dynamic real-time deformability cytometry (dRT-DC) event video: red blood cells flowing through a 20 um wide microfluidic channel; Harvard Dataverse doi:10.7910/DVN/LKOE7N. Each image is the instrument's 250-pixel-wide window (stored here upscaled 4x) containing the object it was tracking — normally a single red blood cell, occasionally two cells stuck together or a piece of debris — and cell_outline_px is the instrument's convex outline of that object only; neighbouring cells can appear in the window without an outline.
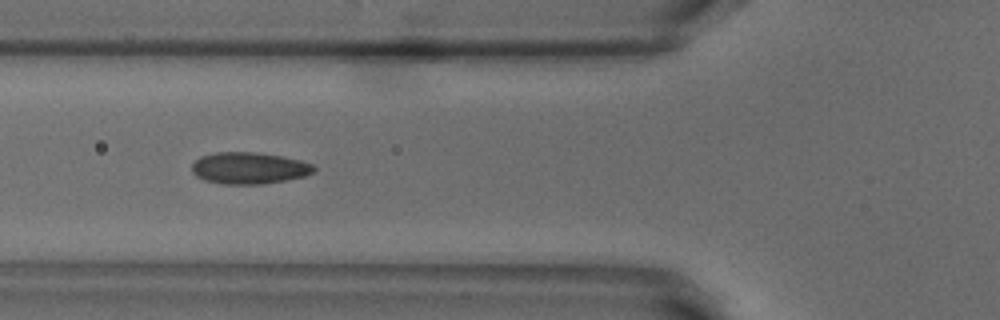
{"species": "common noctule bat (a hibernating species)", "species_latin": "Nyctalus noctula", "temperature_condition": "warm", "stored_images_in_passage": 39, "camera_frame_rate_fps": 3000, "um_per_image_px": 0.085, "animal": {"sex": "male", "body_mass_g": 18.8}, "frame": {"image": 1, "passage_image": 6, "time_ms": 1.667, "image_size_px": [1000, 320], "cell_outline_px": [[316, 168], [312, 172], [304, 176], [284, 180], [260, 184], [224, 184], [204, 180], [196, 176], [192, 172], [192, 164], [200, 156], [216, 152], [256, 152], [280, 156], [300, 160], [312, 164]], "centroid_in_image_um": [21.13, 14.28], "position_along_channel_um": 104.7, "area_um2": 22.37}}
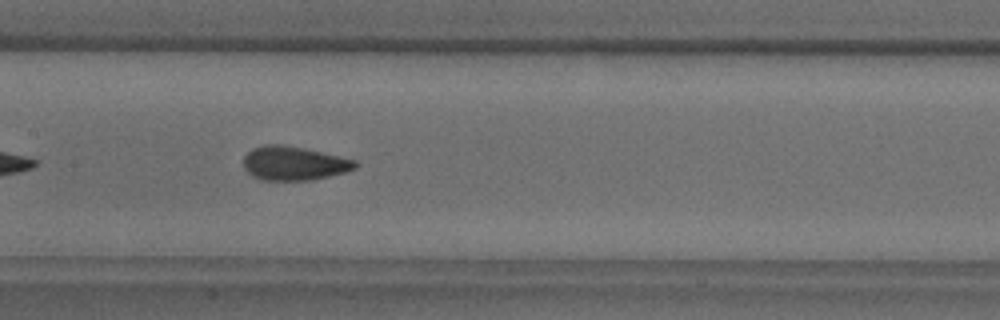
{"frame": {"image": 2, "passage_image": 12, "time_ms": 3.667, "image_size_px": [1000, 320], "cell_outline_px": [[360, 164], [356, 168], [344, 172], [312, 180], [260, 180], [252, 176], [244, 168], [244, 156], [252, 148], [264, 144], [280, 144], [304, 148], [356, 160]], "centroid_in_image_um": [24.97, 13.88], "position_along_channel_um": 182.4, "area_um2": 22.14}, "authors_computed_cell_mechanics": {"area_um2": 21.7906, "velocity_mm_per_s": 3.8608, "shape_relaxation_time_tau1_ms": 7.1927, "shape_relaxation_time_tau2_ms": 0.736, "deformation_change_tau1": 0.1617, "deformation_change_tau2": 0.0682}}